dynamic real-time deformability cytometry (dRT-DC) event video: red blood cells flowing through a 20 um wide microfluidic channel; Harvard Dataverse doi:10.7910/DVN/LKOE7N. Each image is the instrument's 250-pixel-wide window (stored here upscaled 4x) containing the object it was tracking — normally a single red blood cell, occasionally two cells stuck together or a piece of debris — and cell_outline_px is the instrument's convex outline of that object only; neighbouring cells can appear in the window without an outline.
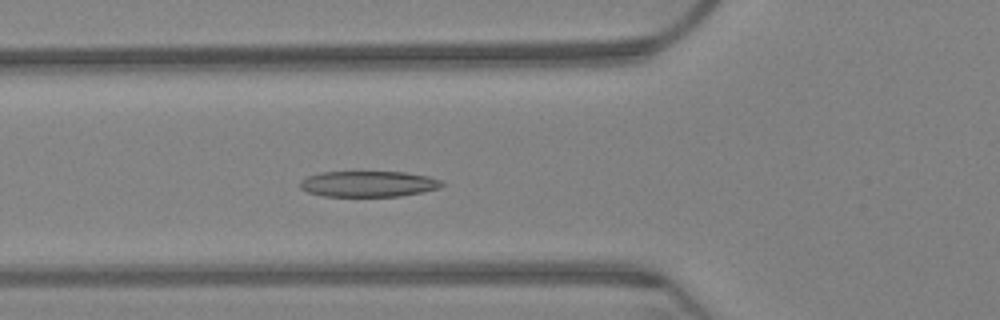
{"species": "Egyptian fruit bat (a non-hibernating species)", "species_latin": "Rousettus aegyptiacus", "temperature_condition": "warm", "stored_images_in_passage": 65, "camera_frame_rate_fps": 3000, "um_per_image_px": 0.085, "animal": {"sex": "female"}, "frame": {"image": 1, "passage_image": 24, "time_ms": 7.667, "image_size_px": [1000, 320], "cell_outline_px": [[444, 184], [440, 188], [400, 196], [324, 196], [308, 192], [300, 188], [300, 180], [308, 176], [320, 172], [404, 172], [428, 176], [444, 180]], "centroid_in_image_um": [31.33, 15.63], "position_along_channel_um": 94.5, "area_um2": 21.39}}
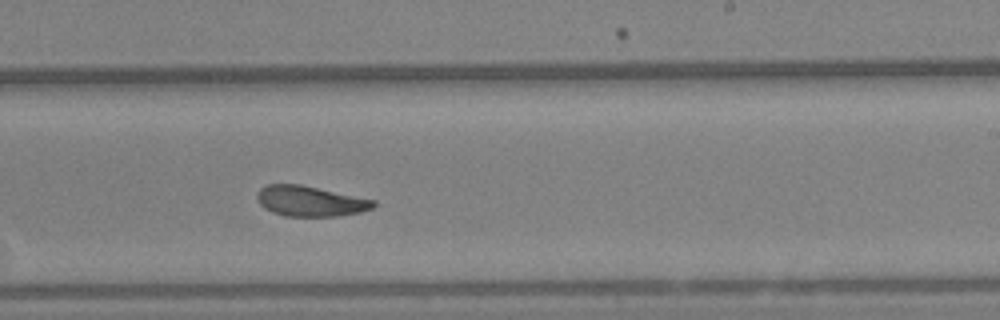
{"frame": {"image": 2, "passage_image": 40, "time_ms": 13.0, "image_size_px": [1000, 320], "cell_outline_px": [[376, 204], [372, 208], [360, 212], [336, 216], [284, 216], [272, 212], [264, 208], [260, 204], [256, 196], [256, 192], [260, 188], [268, 184], [300, 184], [376, 200]], "centroid_in_image_um": [26.34, 17.09], "position_along_channel_um": 262.7, "area_um2": 20.63}}
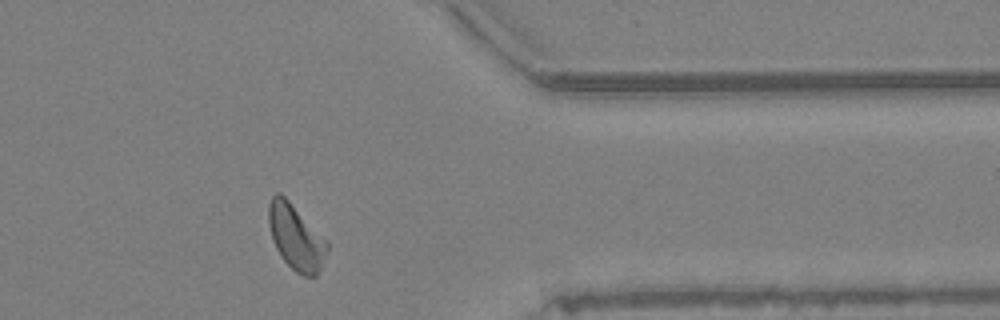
{"frame": {"image": 3, "passage_image": 53, "time_ms": 17.333, "image_size_px": [1000, 320], "cell_outline_px": [[328, 252], [316, 276], [304, 276], [296, 272], [280, 256], [276, 248], [268, 224], [268, 204], [272, 196], [276, 192], [280, 192], [328, 240]], "centroid_in_image_um": [25.16, 20.15], "position_along_channel_um": 386.2, "area_um2": 22.25}, "authors_computed_cell_mechanics": {"area_um2": 21.7906, "velocity_mm_per_s": 3.1633, "shape_relaxation_time_tau1_ms": 7.0564, "shape_relaxation_time_tau2_ms": 2.0859, "deformation_change_tau1": 0.1697, "deformation_change_tau2": 0.0843}}